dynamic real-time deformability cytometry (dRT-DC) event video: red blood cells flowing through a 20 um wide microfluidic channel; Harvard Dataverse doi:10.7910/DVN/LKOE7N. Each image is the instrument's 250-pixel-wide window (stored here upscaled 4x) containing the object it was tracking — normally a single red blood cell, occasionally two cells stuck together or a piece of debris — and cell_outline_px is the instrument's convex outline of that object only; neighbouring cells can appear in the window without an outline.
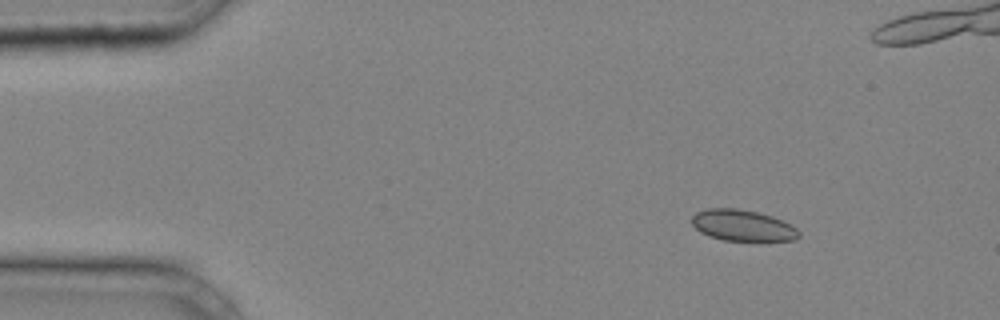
{"species": "common noctule bat (a hibernating species)", "species_latin": "Nyctalus noctula", "temperature_condition": "cold", "stored_images_in_passage": 34, "camera_frame_rate_fps": 3000, "um_per_image_px": 0.085, "animal": {"sex": "male", "body_mass_g": 20.4}, "frame": {"image": 1, "passage_image": 1, "time_ms": 0.0, "image_size_px": [1000, 320], "cell_outline_px": [[800, 236], [796, 240], [724, 240], [708, 236], [700, 232], [692, 224], [692, 216], [696, 212], [708, 208], [736, 208], [756, 212], [772, 216], [796, 228], [800, 232]], "centroid_in_image_um": [63.09, 19.16], "position_along_channel_um": 21.9, "area_um2": 19.25}}
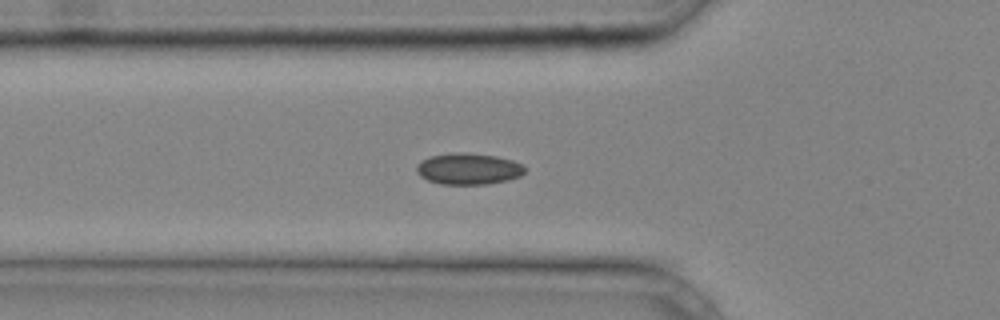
{"frame": {"image": 2, "passage_image": 10, "time_ms": 3.0, "image_size_px": [1000, 320], "cell_outline_px": [[524, 172], [520, 176], [508, 180], [488, 184], [440, 184], [428, 180], [420, 176], [416, 172], [416, 168], [420, 160], [432, 156], [452, 152], [460, 152], [496, 156], [512, 160], [520, 164], [524, 168]], "centroid_in_image_um": [39.78, 14.35], "position_along_channel_um": 86.0, "area_um2": 19.71}}